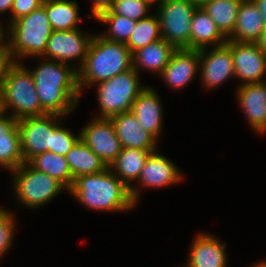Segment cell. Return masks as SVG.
Returning <instances> with one entry per match:
<instances>
[{
  "mask_svg": "<svg viewBox=\"0 0 266 267\" xmlns=\"http://www.w3.org/2000/svg\"><path fill=\"white\" fill-rule=\"evenodd\" d=\"M34 69L29 71L42 108L48 114L62 116L72 112L81 96L77 66L48 59Z\"/></svg>",
  "mask_w": 266,
  "mask_h": 267,
  "instance_id": "cell-1",
  "label": "cell"
},
{
  "mask_svg": "<svg viewBox=\"0 0 266 267\" xmlns=\"http://www.w3.org/2000/svg\"><path fill=\"white\" fill-rule=\"evenodd\" d=\"M69 193L84 206L98 211H127L136 205L130 189L109 167L76 178Z\"/></svg>",
  "mask_w": 266,
  "mask_h": 267,
  "instance_id": "cell-2",
  "label": "cell"
},
{
  "mask_svg": "<svg viewBox=\"0 0 266 267\" xmlns=\"http://www.w3.org/2000/svg\"><path fill=\"white\" fill-rule=\"evenodd\" d=\"M133 68L132 53L126 43L101 35L92 37L83 65L78 70V87L94 85Z\"/></svg>",
  "mask_w": 266,
  "mask_h": 267,
  "instance_id": "cell-3",
  "label": "cell"
},
{
  "mask_svg": "<svg viewBox=\"0 0 266 267\" xmlns=\"http://www.w3.org/2000/svg\"><path fill=\"white\" fill-rule=\"evenodd\" d=\"M52 28L45 9L40 8L21 17L8 26L9 46L16 63L18 59L42 56L47 47ZM9 37V38H8Z\"/></svg>",
  "mask_w": 266,
  "mask_h": 267,
  "instance_id": "cell-4",
  "label": "cell"
},
{
  "mask_svg": "<svg viewBox=\"0 0 266 267\" xmlns=\"http://www.w3.org/2000/svg\"><path fill=\"white\" fill-rule=\"evenodd\" d=\"M2 97L5 114L7 109L15 119L48 114L41 106L33 76L22 63H15L2 82Z\"/></svg>",
  "mask_w": 266,
  "mask_h": 267,
  "instance_id": "cell-5",
  "label": "cell"
},
{
  "mask_svg": "<svg viewBox=\"0 0 266 267\" xmlns=\"http://www.w3.org/2000/svg\"><path fill=\"white\" fill-rule=\"evenodd\" d=\"M97 84L100 114L96 118L107 119L130 111L134 100L146 88L140 85L139 74L134 68Z\"/></svg>",
  "mask_w": 266,
  "mask_h": 267,
  "instance_id": "cell-6",
  "label": "cell"
},
{
  "mask_svg": "<svg viewBox=\"0 0 266 267\" xmlns=\"http://www.w3.org/2000/svg\"><path fill=\"white\" fill-rule=\"evenodd\" d=\"M11 172L15 175L12 182L16 198L27 208L41 207L66 189L56 179L35 170L27 162Z\"/></svg>",
  "mask_w": 266,
  "mask_h": 267,
  "instance_id": "cell-7",
  "label": "cell"
},
{
  "mask_svg": "<svg viewBox=\"0 0 266 267\" xmlns=\"http://www.w3.org/2000/svg\"><path fill=\"white\" fill-rule=\"evenodd\" d=\"M196 9L190 0H165L157 6L162 39L176 49H190L191 19Z\"/></svg>",
  "mask_w": 266,
  "mask_h": 267,
  "instance_id": "cell-8",
  "label": "cell"
},
{
  "mask_svg": "<svg viewBox=\"0 0 266 267\" xmlns=\"http://www.w3.org/2000/svg\"><path fill=\"white\" fill-rule=\"evenodd\" d=\"M62 115L45 114L43 116L18 119L21 153L24 162L46 151L52 152L53 128L61 123Z\"/></svg>",
  "mask_w": 266,
  "mask_h": 267,
  "instance_id": "cell-9",
  "label": "cell"
},
{
  "mask_svg": "<svg viewBox=\"0 0 266 267\" xmlns=\"http://www.w3.org/2000/svg\"><path fill=\"white\" fill-rule=\"evenodd\" d=\"M92 119L80 131V139L110 167L121 152L120 140L110 119Z\"/></svg>",
  "mask_w": 266,
  "mask_h": 267,
  "instance_id": "cell-10",
  "label": "cell"
},
{
  "mask_svg": "<svg viewBox=\"0 0 266 267\" xmlns=\"http://www.w3.org/2000/svg\"><path fill=\"white\" fill-rule=\"evenodd\" d=\"M79 29L55 30L48 38L43 58L69 64L68 61L80 59L79 68L83 65L92 35L82 34Z\"/></svg>",
  "mask_w": 266,
  "mask_h": 267,
  "instance_id": "cell-11",
  "label": "cell"
},
{
  "mask_svg": "<svg viewBox=\"0 0 266 267\" xmlns=\"http://www.w3.org/2000/svg\"><path fill=\"white\" fill-rule=\"evenodd\" d=\"M226 44L231 48L235 77L243 81L242 85L264 82L266 54L257 43L228 40Z\"/></svg>",
  "mask_w": 266,
  "mask_h": 267,
  "instance_id": "cell-12",
  "label": "cell"
},
{
  "mask_svg": "<svg viewBox=\"0 0 266 267\" xmlns=\"http://www.w3.org/2000/svg\"><path fill=\"white\" fill-rule=\"evenodd\" d=\"M199 51V67L204 87H218L232 76L235 77L232 52L227 44L213 47L210 52L207 48Z\"/></svg>",
  "mask_w": 266,
  "mask_h": 267,
  "instance_id": "cell-13",
  "label": "cell"
},
{
  "mask_svg": "<svg viewBox=\"0 0 266 267\" xmlns=\"http://www.w3.org/2000/svg\"><path fill=\"white\" fill-rule=\"evenodd\" d=\"M200 51L194 49H176L159 76L173 89L188 85L198 73Z\"/></svg>",
  "mask_w": 266,
  "mask_h": 267,
  "instance_id": "cell-14",
  "label": "cell"
},
{
  "mask_svg": "<svg viewBox=\"0 0 266 267\" xmlns=\"http://www.w3.org/2000/svg\"><path fill=\"white\" fill-rule=\"evenodd\" d=\"M238 102L251 128L258 133L266 132V80L260 83L239 85Z\"/></svg>",
  "mask_w": 266,
  "mask_h": 267,
  "instance_id": "cell-15",
  "label": "cell"
},
{
  "mask_svg": "<svg viewBox=\"0 0 266 267\" xmlns=\"http://www.w3.org/2000/svg\"><path fill=\"white\" fill-rule=\"evenodd\" d=\"M120 140L122 148L157 151L156 139L141 125L131 111L123 112L109 118Z\"/></svg>",
  "mask_w": 266,
  "mask_h": 267,
  "instance_id": "cell-16",
  "label": "cell"
},
{
  "mask_svg": "<svg viewBox=\"0 0 266 267\" xmlns=\"http://www.w3.org/2000/svg\"><path fill=\"white\" fill-rule=\"evenodd\" d=\"M157 92L146 87L134 100L131 113L137 118L139 125L147 130L156 140L162 132L163 110Z\"/></svg>",
  "mask_w": 266,
  "mask_h": 267,
  "instance_id": "cell-17",
  "label": "cell"
},
{
  "mask_svg": "<svg viewBox=\"0 0 266 267\" xmlns=\"http://www.w3.org/2000/svg\"><path fill=\"white\" fill-rule=\"evenodd\" d=\"M152 152L141 149L122 148L116 160L110 165L111 171L130 189L131 197L136 204L139 200V189L132 186L137 181L148 156ZM118 174V175H117Z\"/></svg>",
  "mask_w": 266,
  "mask_h": 267,
  "instance_id": "cell-18",
  "label": "cell"
},
{
  "mask_svg": "<svg viewBox=\"0 0 266 267\" xmlns=\"http://www.w3.org/2000/svg\"><path fill=\"white\" fill-rule=\"evenodd\" d=\"M183 179L174 163L164 155L152 152L141 171L137 182L145 187H167Z\"/></svg>",
  "mask_w": 266,
  "mask_h": 267,
  "instance_id": "cell-19",
  "label": "cell"
},
{
  "mask_svg": "<svg viewBox=\"0 0 266 267\" xmlns=\"http://www.w3.org/2000/svg\"><path fill=\"white\" fill-rule=\"evenodd\" d=\"M226 242L206 233L197 234L190 247L189 259L185 267H226Z\"/></svg>",
  "mask_w": 266,
  "mask_h": 267,
  "instance_id": "cell-20",
  "label": "cell"
},
{
  "mask_svg": "<svg viewBox=\"0 0 266 267\" xmlns=\"http://www.w3.org/2000/svg\"><path fill=\"white\" fill-rule=\"evenodd\" d=\"M17 121L8 114L0 115V167L10 171L25 163L21 153Z\"/></svg>",
  "mask_w": 266,
  "mask_h": 267,
  "instance_id": "cell-21",
  "label": "cell"
},
{
  "mask_svg": "<svg viewBox=\"0 0 266 267\" xmlns=\"http://www.w3.org/2000/svg\"><path fill=\"white\" fill-rule=\"evenodd\" d=\"M264 28L263 17L253 0H242L235 28L228 40L256 43L262 36Z\"/></svg>",
  "mask_w": 266,
  "mask_h": 267,
  "instance_id": "cell-22",
  "label": "cell"
},
{
  "mask_svg": "<svg viewBox=\"0 0 266 267\" xmlns=\"http://www.w3.org/2000/svg\"><path fill=\"white\" fill-rule=\"evenodd\" d=\"M228 38L220 31L215 22L203 10L197 7L191 19L190 49L200 50L208 45H224Z\"/></svg>",
  "mask_w": 266,
  "mask_h": 267,
  "instance_id": "cell-23",
  "label": "cell"
},
{
  "mask_svg": "<svg viewBox=\"0 0 266 267\" xmlns=\"http://www.w3.org/2000/svg\"><path fill=\"white\" fill-rule=\"evenodd\" d=\"M175 50L165 39L150 43L132 54L133 68L137 73L146 68L160 75Z\"/></svg>",
  "mask_w": 266,
  "mask_h": 267,
  "instance_id": "cell-24",
  "label": "cell"
},
{
  "mask_svg": "<svg viewBox=\"0 0 266 267\" xmlns=\"http://www.w3.org/2000/svg\"><path fill=\"white\" fill-rule=\"evenodd\" d=\"M73 180L104 171L107 166L81 139L66 154Z\"/></svg>",
  "mask_w": 266,
  "mask_h": 267,
  "instance_id": "cell-25",
  "label": "cell"
},
{
  "mask_svg": "<svg viewBox=\"0 0 266 267\" xmlns=\"http://www.w3.org/2000/svg\"><path fill=\"white\" fill-rule=\"evenodd\" d=\"M42 7L48 16L50 26L55 30H74L79 18L78 4L70 0H44Z\"/></svg>",
  "mask_w": 266,
  "mask_h": 267,
  "instance_id": "cell-26",
  "label": "cell"
},
{
  "mask_svg": "<svg viewBox=\"0 0 266 267\" xmlns=\"http://www.w3.org/2000/svg\"><path fill=\"white\" fill-rule=\"evenodd\" d=\"M28 164L60 182L69 191L74 183L66 156L50 151L34 156Z\"/></svg>",
  "mask_w": 266,
  "mask_h": 267,
  "instance_id": "cell-27",
  "label": "cell"
},
{
  "mask_svg": "<svg viewBox=\"0 0 266 267\" xmlns=\"http://www.w3.org/2000/svg\"><path fill=\"white\" fill-rule=\"evenodd\" d=\"M241 3L242 0H212L202 8L228 38L235 28Z\"/></svg>",
  "mask_w": 266,
  "mask_h": 267,
  "instance_id": "cell-28",
  "label": "cell"
},
{
  "mask_svg": "<svg viewBox=\"0 0 266 267\" xmlns=\"http://www.w3.org/2000/svg\"><path fill=\"white\" fill-rule=\"evenodd\" d=\"M161 28L157 14L136 21V26L126 45L133 54L144 46L161 40Z\"/></svg>",
  "mask_w": 266,
  "mask_h": 267,
  "instance_id": "cell-29",
  "label": "cell"
},
{
  "mask_svg": "<svg viewBox=\"0 0 266 267\" xmlns=\"http://www.w3.org/2000/svg\"><path fill=\"white\" fill-rule=\"evenodd\" d=\"M96 20L109 25L108 33L101 36L113 42L127 43L136 26V21L118 14H100Z\"/></svg>",
  "mask_w": 266,
  "mask_h": 267,
  "instance_id": "cell-30",
  "label": "cell"
},
{
  "mask_svg": "<svg viewBox=\"0 0 266 267\" xmlns=\"http://www.w3.org/2000/svg\"><path fill=\"white\" fill-rule=\"evenodd\" d=\"M150 7L142 0H116L113 6L101 14H118L138 21L149 16Z\"/></svg>",
  "mask_w": 266,
  "mask_h": 267,
  "instance_id": "cell-31",
  "label": "cell"
},
{
  "mask_svg": "<svg viewBox=\"0 0 266 267\" xmlns=\"http://www.w3.org/2000/svg\"><path fill=\"white\" fill-rule=\"evenodd\" d=\"M80 139V133L75 136L72 131L62 128L59 123L53 128L52 153L66 156L70 149Z\"/></svg>",
  "mask_w": 266,
  "mask_h": 267,
  "instance_id": "cell-32",
  "label": "cell"
},
{
  "mask_svg": "<svg viewBox=\"0 0 266 267\" xmlns=\"http://www.w3.org/2000/svg\"><path fill=\"white\" fill-rule=\"evenodd\" d=\"M15 219L13 214L0 207V258L11 247L14 238Z\"/></svg>",
  "mask_w": 266,
  "mask_h": 267,
  "instance_id": "cell-33",
  "label": "cell"
},
{
  "mask_svg": "<svg viewBox=\"0 0 266 267\" xmlns=\"http://www.w3.org/2000/svg\"><path fill=\"white\" fill-rule=\"evenodd\" d=\"M44 0H14L11 10L9 26L15 20L30 14L32 11L40 8Z\"/></svg>",
  "mask_w": 266,
  "mask_h": 267,
  "instance_id": "cell-34",
  "label": "cell"
},
{
  "mask_svg": "<svg viewBox=\"0 0 266 267\" xmlns=\"http://www.w3.org/2000/svg\"><path fill=\"white\" fill-rule=\"evenodd\" d=\"M3 38L0 41V85L9 71V69L16 63L9 46V42Z\"/></svg>",
  "mask_w": 266,
  "mask_h": 267,
  "instance_id": "cell-35",
  "label": "cell"
},
{
  "mask_svg": "<svg viewBox=\"0 0 266 267\" xmlns=\"http://www.w3.org/2000/svg\"><path fill=\"white\" fill-rule=\"evenodd\" d=\"M93 2L92 5V15H89L90 18H97L104 11L109 10L116 0H91Z\"/></svg>",
  "mask_w": 266,
  "mask_h": 267,
  "instance_id": "cell-36",
  "label": "cell"
},
{
  "mask_svg": "<svg viewBox=\"0 0 266 267\" xmlns=\"http://www.w3.org/2000/svg\"><path fill=\"white\" fill-rule=\"evenodd\" d=\"M14 0H0V14L11 12Z\"/></svg>",
  "mask_w": 266,
  "mask_h": 267,
  "instance_id": "cell-37",
  "label": "cell"
},
{
  "mask_svg": "<svg viewBox=\"0 0 266 267\" xmlns=\"http://www.w3.org/2000/svg\"><path fill=\"white\" fill-rule=\"evenodd\" d=\"M253 2L256 4L258 9L260 10L264 23L266 25V0H253Z\"/></svg>",
  "mask_w": 266,
  "mask_h": 267,
  "instance_id": "cell-38",
  "label": "cell"
},
{
  "mask_svg": "<svg viewBox=\"0 0 266 267\" xmlns=\"http://www.w3.org/2000/svg\"><path fill=\"white\" fill-rule=\"evenodd\" d=\"M259 48L266 54V25L263 30L262 36L256 42Z\"/></svg>",
  "mask_w": 266,
  "mask_h": 267,
  "instance_id": "cell-39",
  "label": "cell"
},
{
  "mask_svg": "<svg viewBox=\"0 0 266 267\" xmlns=\"http://www.w3.org/2000/svg\"><path fill=\"white\" fill-rule=\"evenodd\" d=\"M145 2L149 7H152L153 3H159L158 6H160L165 0H142Z\"/></svg>",
  "mask_w": 266,
  "mask_h": 267,
  "instance_id": "cell-40",
  "label": "cell"
},
{
  "mask_svg": "<svg viewBox=\"0 0 266 267\" xmlns=\"http://www.w3.org/2000/svg\"><path fill=\"white\" fill-rule=\"evenodd\" d=\"M194 3L197 7H202L205 3L212 1V0H190Z\"/></svg>",
  "mask_w": 266,
  "mask_h": 267,
  "instance_id": "cell-41",
  "label": "cell"
},
{
  "mask_svg": "<svg viewBox=\"0 0 266 267\" xmlns=\"http://www.w3.org/2000/svg\"><path fill=\"white\" fill-rule=\"evenodd\" d=\"M3 97H2V85H0V115L4 114Z\"/></svg>",
  "mask_w": 266,
  "mask_h": 267,
  "instance_id": "cell-42",
  "label": "cell"
},
{
  "mask_svg": "<svg viewBox=\"0 0 266 267\" xmlns=\"http://www.w3.org/2000/svg\"><path fill=\"white\" fill-rule=\"evenodd\" d=\"M4 26L2 25V23L0 22V41L5 37V34H4Z\"/></svg>",
  "mask_w": 266,
  "mask_h": 267,
  "instance_id": "cell-43",
  "label": "cell"
},
{
  "mask_svg": "<svg viewBox=\"0 0 266 267\" xmlns=\"http://www.w3.org/2000/svg\"><path fill=\"white\" fill-rule=\"evenodd\" d=\"M253 267H266V261L265 262H260L257 265L255 264V266Z\"/></svg>",
  "mask_w": 266,
  "mask_h": 267,
  "instance_id": "cell-44",
  "label": "cell"
}]
</instances>
